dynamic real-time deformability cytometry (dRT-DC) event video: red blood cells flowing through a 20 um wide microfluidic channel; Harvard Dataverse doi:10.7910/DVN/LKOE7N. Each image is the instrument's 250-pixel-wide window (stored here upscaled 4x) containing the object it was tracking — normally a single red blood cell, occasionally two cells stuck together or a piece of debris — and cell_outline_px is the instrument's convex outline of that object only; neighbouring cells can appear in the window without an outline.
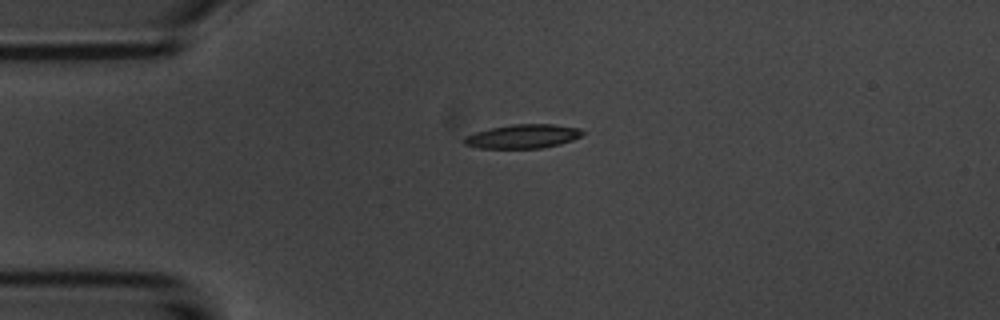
{"species": "common noctule bat (a hibernating species)", "species_latin": "Nyctalus noctula", "temperature_condition": "room temperature", "stored_images_in_passage": 5, "camera_frame_rate_fps": 3000, "um_per_image_px": 0.085, "animal": {"sex": "male", "body_mass_g": 20.1, "forearm_length_mm": 53.5}, "frame": {"image": 1, "passage_image": 5, "time_ms": 5.667, "image_size_px": [1000, 320], "cell_outline_px": [[584, 132], [580, 136], [572, 140], [560, 144], [540, 148], [480, 148], [464, 144], [464, 136], [476, 132], [492, 128], [512, 124], [552, 124], [580, 128]], "centroid_in_image_um": [44.45, 11.59], "position_along_channel_um": 40.6, "area_um2": 16.36}}